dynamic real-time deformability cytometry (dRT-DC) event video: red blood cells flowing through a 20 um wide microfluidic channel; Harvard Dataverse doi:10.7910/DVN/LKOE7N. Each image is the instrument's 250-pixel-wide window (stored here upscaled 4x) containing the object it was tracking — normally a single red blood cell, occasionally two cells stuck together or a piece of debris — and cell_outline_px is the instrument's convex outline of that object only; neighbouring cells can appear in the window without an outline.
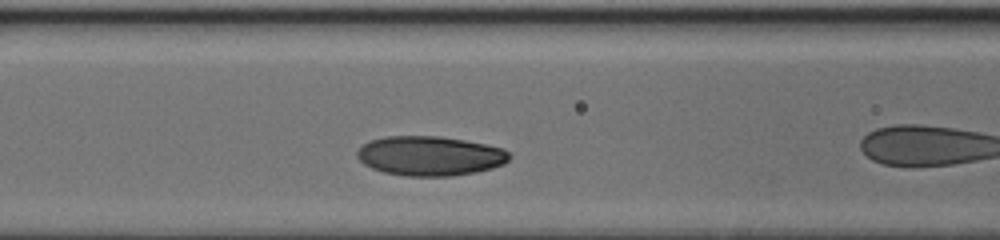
{"species": "human", "species_latin": "Homo sapiens", "temperature_condition": "cold", "stored_images_in_passage": 23, "camera_frame_rate_fps": 3000, "um_per_image_px": 0.085, "donor": {"sex": "female"}, "frame": {"image": 1, "passage_image": 3, "time_ms": 0.667, "image_size_px": [1000, 240], "cell_outline_px": [[512, 156], [504, 164], [492, 168], [476, 172], [452, 176], [408, 176], [384, 172], [372, 168], [364, 164], [356, 156], [356, 152], [368, 140], [384, 136], [440, 136], [464, 140], [504, 148]], "centroid_in_image_um": [36.55, 13.24], "position_along_channel_um": 130.1, "area_um2": 35.2}}
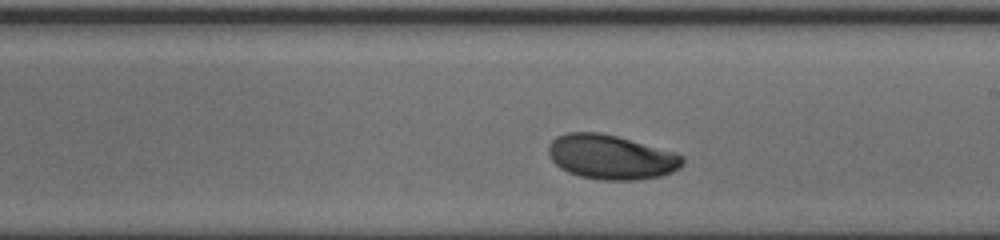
{"frame": {"image": 2, "passage_image": 11, "time_ms": 3.333, "image_size_px": [1000, 240], "cell_outline_px": [[684, 164], [680, 168], [672, 172], [660, 176], [636, 180], [604, 180], [580, 176], [568, 172], [560, 168], [552, 160], [548, 152], [548, 148], [552, 140], [556, 136], [568, 132], [600, 132], [616, 136], [676, 152], [684, 156]], "centroid_in_image_um": [51.96, 13.35], "position_along_channel_um": 237.0, "area_um2": 34.85}}
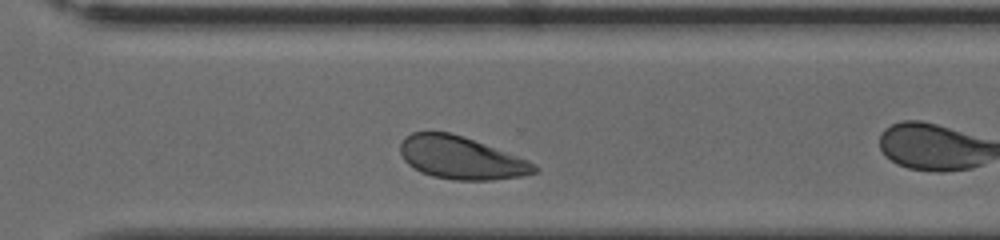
{"frame": {"image": 3, "passage_image": 18, "time_ms": 5.667, "image_size_px": [1000, 240], "cell_outline_px": [[540, 168], [536, 172], [524, 176], [492, 180], [452, 180], [432, 176], [420, 172], [408, 164], [404, 160], [400, 152], [400, 144], [404, 136], [412, 132], [448, 132], [464, 136], [528, 160], [536, 164]], "centroid_in_image_um": [39.19, 13.42], "position_along_channel_um": 331.4, "area_um2": 33.52}}